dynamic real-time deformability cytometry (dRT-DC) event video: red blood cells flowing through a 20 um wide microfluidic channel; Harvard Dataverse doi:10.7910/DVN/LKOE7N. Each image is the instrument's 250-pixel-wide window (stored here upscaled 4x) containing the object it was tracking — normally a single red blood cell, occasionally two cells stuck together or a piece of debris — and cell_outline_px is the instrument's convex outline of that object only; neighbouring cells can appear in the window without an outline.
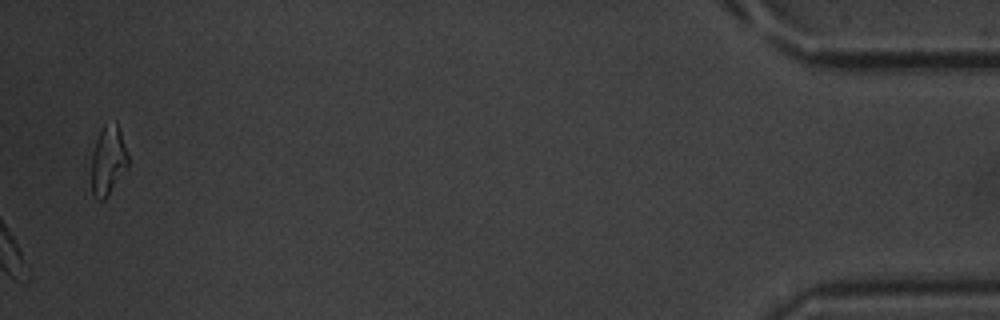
{"species": "common noctule bat (a hibernating species)", "species_latin": "Nyctalus noctula", "temperature_condition": "warm", "stored_images_in_passage": 44, "camera_frame_rate_fps": 3000, "um_per_image_px": 0.085, "animal": {"sex": "male", "body_mass_g": 20.1, "forearm_length_mm": 53.5}, "frame": {"image": 1, "passage_image": 44, "time_ms": 14.333, "image_size_px": [1000, 320], "cell_outline_px": [[128, 164], [108, 196], [104, 200], [96, 200], [92, 196], [92, 152], [96, 140], [104, 124], [116, 120], [128, 156]], "centroid_in_image_um": [9.17, 13.65], "position_along_channel_um": 426.0, "area_um2": 14.62}}